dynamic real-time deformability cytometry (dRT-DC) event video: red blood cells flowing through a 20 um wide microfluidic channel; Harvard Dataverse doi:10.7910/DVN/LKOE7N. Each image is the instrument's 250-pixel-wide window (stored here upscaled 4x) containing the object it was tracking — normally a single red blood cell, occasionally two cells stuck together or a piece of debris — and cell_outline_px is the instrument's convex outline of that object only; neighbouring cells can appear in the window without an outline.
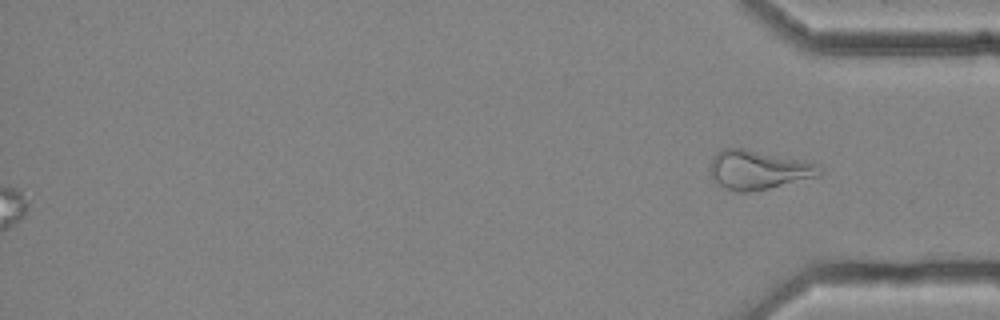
{"species": "common noctule bat (a hibernating species)", "species_latin": "Nyctalus noctula", "temperature_condition": "cold", "stored_images_in_passage": 57, "camera_frame_rate_fps": 3000, "um_per_image_px": 0.085, "animal": {"sex": "female", "body_mass_g": 25.1}, "frame": {"image": 1, "passage_image": 57, "time_ms": 18.667, "image_size_px": [1000, 320], "cell_outline_px": [[824, 172], [820, 176], [768, 188], [744, 192], [740, 192], [728, 188], [712, 180], [712, 156], [716, 152], [724, 148], [744, 148], [804, 160], [820, 164]], "centroid_in_image_um": [64.52, 14.41], "position_along_channel_um": 370.7, "area_um2": 24.8}}